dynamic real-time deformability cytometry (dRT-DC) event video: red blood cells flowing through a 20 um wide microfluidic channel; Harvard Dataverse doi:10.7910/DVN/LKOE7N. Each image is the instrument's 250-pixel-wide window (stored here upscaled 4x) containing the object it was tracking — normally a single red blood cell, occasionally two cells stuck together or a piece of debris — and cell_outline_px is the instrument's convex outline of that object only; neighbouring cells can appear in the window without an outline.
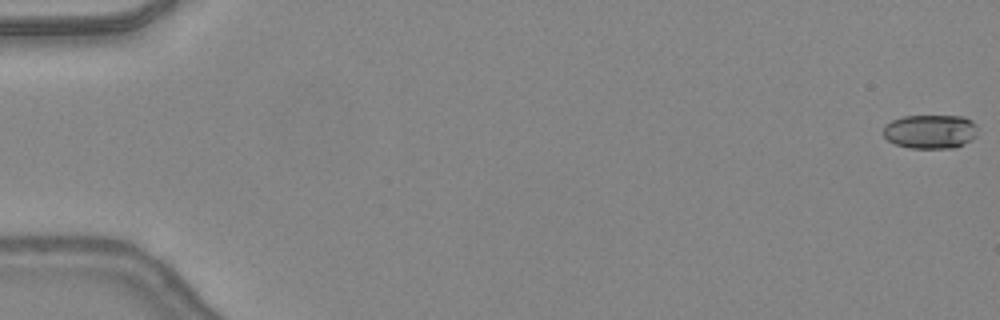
{"species": "common noctule bat (a hibernating species)", "species_latin": "Nyctalus noctula", "temperature_condition": "warm", "stored_images_in_passage": 16, "camera_frame_rate_fps": 3000, "um_per_image_px": 0.085, "animal": {"sex": "female", "body_mass_g": 24.6, "forearm_length_mm": 56.2}, "frame": {"image": 1, "passage_image": 1, "time_ms": 0.0, "image_size_px": [1000, 320], "cell_outline_px": [[976, 136], [972, 140], [956, 148], [908, 148], [896, 144], [888, 140], [884, 136], [884, 124], [892, 120], [904, 116], [964, 116], [972, 120], [976, 124]], "centroid_in_image_um": [79.09, 11.18], "position_along_channel_um": 5.9, "area_um2": 18.9}}
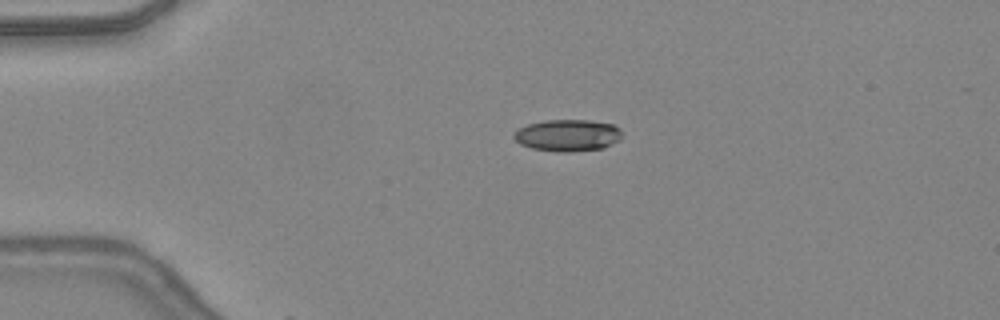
{"frame": {"image": 2, "passage_image": 12, "time_ms": 3.667, "image_size_px": [1000, 320], "cell_outline_px": [[620, 140], [604, 148], [572, 152], [556, 152], [532, 148], [520, 144], [512, 136], [520, 128], [528, 124], [544, 120], [588, 120], [612, 124], [620, 128]], "centroid_in_image_um": [48.26, 11.51], "position_along_channel_um": 36.7, "area_um2": 20.06}}